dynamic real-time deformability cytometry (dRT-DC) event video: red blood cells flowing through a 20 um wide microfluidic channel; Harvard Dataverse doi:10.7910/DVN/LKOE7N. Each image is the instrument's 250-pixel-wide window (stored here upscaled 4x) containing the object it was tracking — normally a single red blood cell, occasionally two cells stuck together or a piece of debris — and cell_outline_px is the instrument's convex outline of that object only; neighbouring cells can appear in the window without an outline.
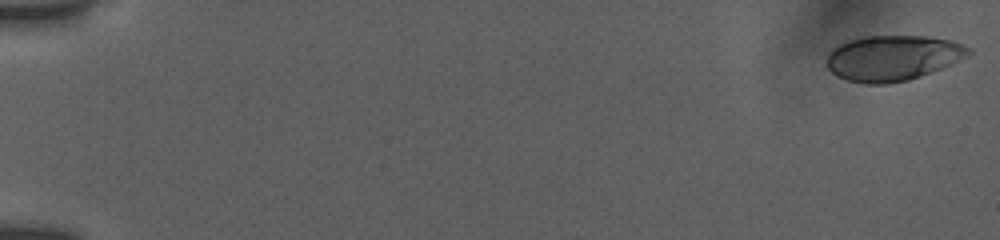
{"species": "human", "species_latin": "Homo sapiens", "temperature_condition": "room temperature", "stored_images_in_passage": 55, "camera_frame_rate_fps": 3000, "um_per_image_px": 0.085, "donor": {"sex": "female"}, "frame": {"image": 1, "passage_image": 1, "time_ms": 0.0, "image_size_px": [1000, 240], "cell_outline_px": [[972, 52], [968, 56], [960, 60], [920, 76], [908, 80], [888, 84], [864, 84], [848, 80], [836, 76], [824, 64], [824, 60], [828, 52], [832, 48], [848, 40], [864, 36], [928, 36], [952, 40], [964, 44], [972, 48]], "centroid_in_image_um": [75.86, 4.92], "position_along_channel_um": 9.1, "area_um2": 37.97}}
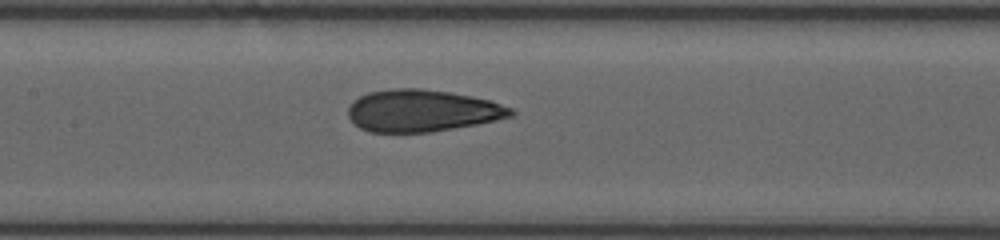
{"frame": {"image": 2, "passage_image": 28, "time_ms": 9.0, "image_size_px": [1000, 240], "cell_outline_px": [[516, 112], [512, 116], [496, 120], [476, 124], [432, 132], [368, 132], [360, 128], [348, 116], [348, 108], [352, 100], [368, 92], [392, 88], [420, 88], [448, 92], [472, 96], [492, 100], [512, 108]], "centroid_in_image_um": [35.88, 9.4], "position_along_channel_um": 171.5, "area_um2": 40.0}}
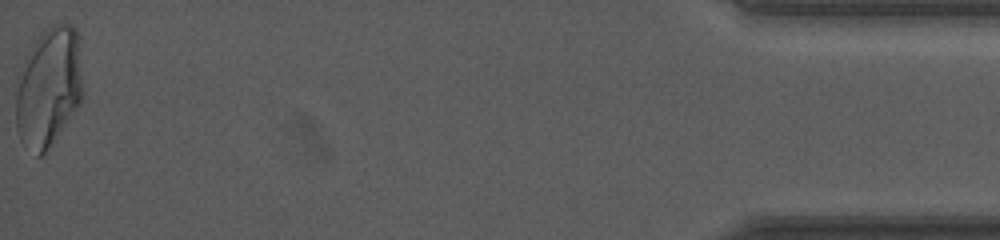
{"frame": {"image": 3, "passage_image": 55, "time_ms": 18.0, "image_size_px": [1000, 240], "cell_outline_px": [[84, 96], [44, 156], [36, 156], [20, 140], [16, 128], [16, 96], [24, 60], [32, 44], [44, 28], [52, 24], [68, 24], [76, 28], [84, 92]], "centroid_in_image_um": [4.14, 7.43], "position_along_channel_um": 431.1, "area_um2": 46.53}, "authors_computed_cell_mechanics": {"area_um2": 39.7086, "velocity_mm_per_s": 3.8349, "shape_relaxation_time_tau1_ms": 7.2232, "shape_relaxation_time_tau2_ms": 0.9787, "deformation_change_tau1": 0.2344, "deformation_change_tau2": 0.079}}